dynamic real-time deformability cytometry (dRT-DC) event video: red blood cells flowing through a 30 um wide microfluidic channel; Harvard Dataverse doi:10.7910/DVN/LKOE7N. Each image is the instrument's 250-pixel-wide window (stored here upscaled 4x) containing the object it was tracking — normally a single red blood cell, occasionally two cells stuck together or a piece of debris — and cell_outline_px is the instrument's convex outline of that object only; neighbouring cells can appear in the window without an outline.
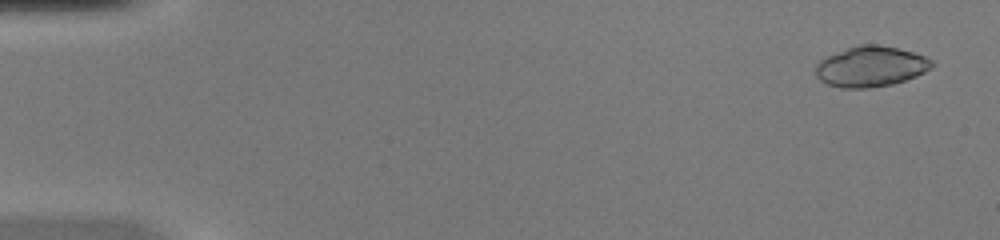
{"species": "common noctule bat (a hibernating species)", "species_latin": "Nyctalus noctula", "temperature_condition": "warm", "stored_images_in_passage": 50, "camera_frame_rate_fps": 3000, "um_per_image_px": 0.085, "animal": {"sex": "female", "body_mass_g": 20.0, "forearm_length_mm": 54.0}, "frame": {"image": 1, "passage_image": 3, "time_ms": 0.667, "image_size_px": [1000, 240], "cell_outline_px": [[936, 64], [932, 68], [916, 76], [892, 84], [868, 88], [840, 88], [828, 84], [820, 80], [816, 76], [816, 64], [820, 60], [828, 56], [856, 44], [880, 44], [912, 52], [924, 56], [932, 60]], "centroid_in_image_um": [74.02, 5.65], "position_along_channel_um": 11.0, "area_um2": 27.46}}
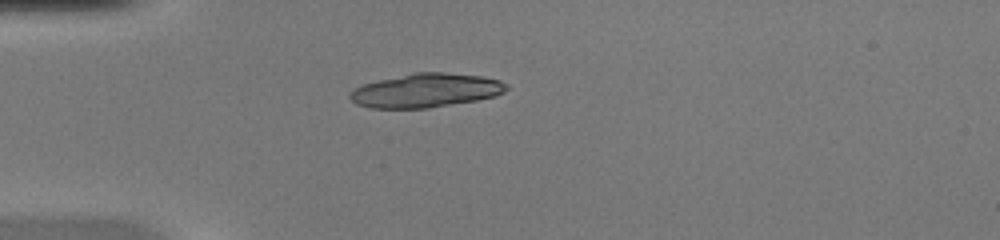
{"frame": {"image": 2, "passage_image": 15, "time_ms": 4.667, "image_size_px": [1000, 240], "cell_outline_px": [[508, 88], [504, 92], [496, 96], [476, 100], [428, 108], [368, 108], [356, 104], [348, 96], [356, 88], [364, 84], [412, 72], [444, 72], [484, 76], [500, 80], [508, 84]], "centroid_in_image_um": [36.24, 7.68], "position_along_channel_um": 48.8, "area_um2": 30.92}}